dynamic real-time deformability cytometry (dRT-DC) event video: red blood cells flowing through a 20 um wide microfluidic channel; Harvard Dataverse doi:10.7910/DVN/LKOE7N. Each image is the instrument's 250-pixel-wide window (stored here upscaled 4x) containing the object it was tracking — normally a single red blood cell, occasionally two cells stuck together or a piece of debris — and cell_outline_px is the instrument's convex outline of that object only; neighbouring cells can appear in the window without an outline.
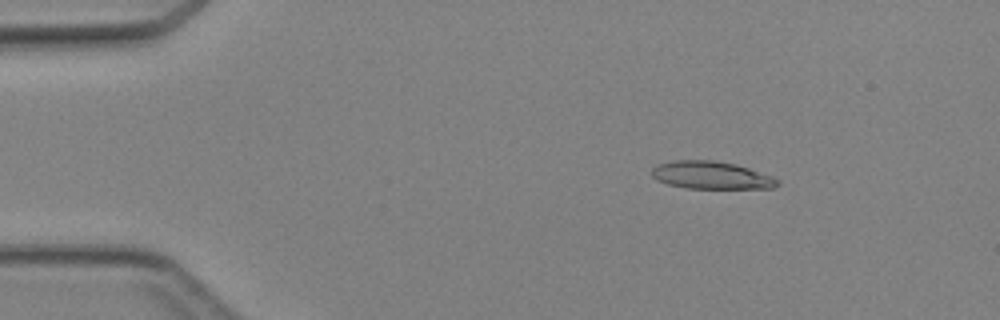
{"species": "Egyptian fruit bat (a non-hibernating species)", "species_latin": "Rousettus aegyptiacus", "temperature_condition": "cold", "stored_images_in_passage": 44, "camera_frame_rate_fps": 3000, "um_per_image_px": 0.085, "animal": {"sex": "female"}, "frame": {"image": 1, "passage_image": 5, "time_ms": 1.333, "image_size_px": [1000, 320], "cell_outline_px": [[780, 184], [776, 188], [688, 188], [668, 184], [656, 180], [652, 176], [652, 168], [656, 164], [672, 160], [712, 160], [736, 164], [772, 176], [780, 180]], "centroid_in_image_um": [60.46, 14.89], "position_along_channel_um": 24.5, "area_um2": 20.35}}
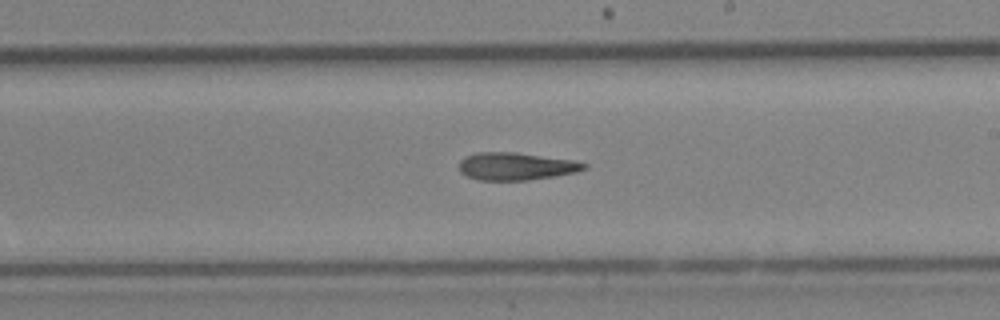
{"frame": {"image": 2, "passage_image": 25, "time_ms": 8.0, "image_size_px": [1000, 320], "cell_outline_px": [[588, 168], [576, 172], [528, 180], [480, 180], [468, 176], [460, 172], [460, 160], [476, 152], [516, 152], [572, 160], [588, 164]], "centroid_in_image_um": [43.87, 14.13], "position_along_channel_um": 245.1, "area_um2": 19.88}}
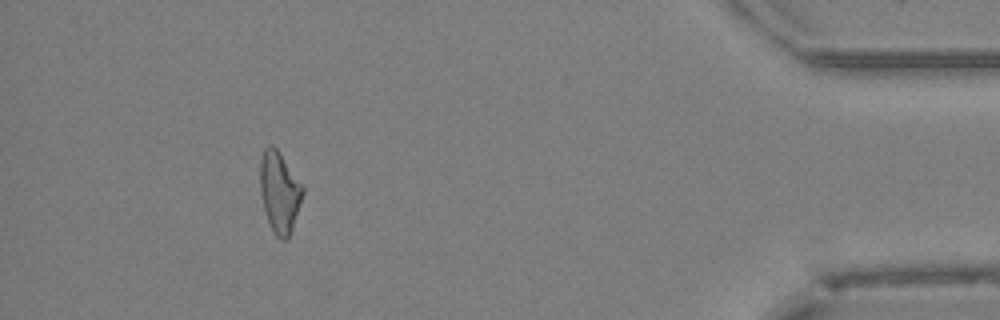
{"frame": {"image": 3, "passage_image": 40, "time_ms": 13.0, "image_size_px": [1000, 320], "cell_outline_px": [[304, 192], [288, 240], [280, 240], [276, 236], [268, 220], [264, 208], [260, 192], [260, 160], [264, 148], [272, 144], [280, 152], [304, 188]], "centroid_in_image_um": [23.75, 16.31], "position_along_channel_um": 411.5, "area_um2": 19.94}}